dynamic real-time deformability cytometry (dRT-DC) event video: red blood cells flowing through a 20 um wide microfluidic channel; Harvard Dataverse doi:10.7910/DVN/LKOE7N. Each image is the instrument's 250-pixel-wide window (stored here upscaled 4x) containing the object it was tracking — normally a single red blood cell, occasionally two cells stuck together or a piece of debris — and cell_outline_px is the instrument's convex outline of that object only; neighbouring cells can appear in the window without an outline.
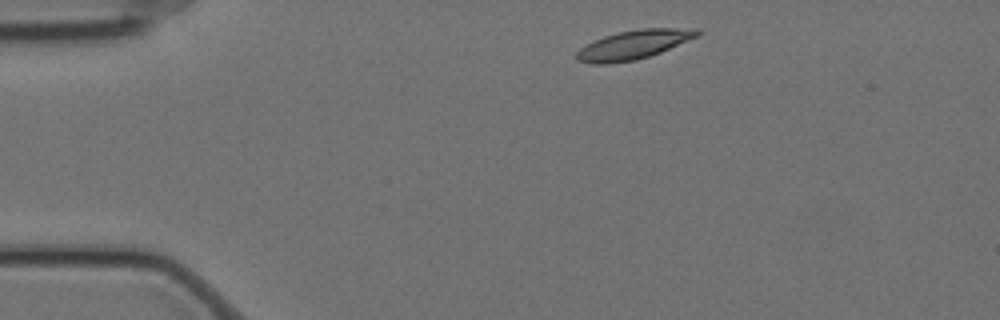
{"species": "Egyptian fruit bat (a non-hibernating species)", "species_latin": "Rousettus aegyptiacus", "temperature_condition": "cold", "stored_images_in_passage": 2, "camera_frame_rate_fps": 3000, "um_per_image_px": 0.085, "animal": {"sex": "female"}, "frame": {"image": 1, "passage_image": 1, "time_ms": 0.0, "image_size_px": [1000, 320], "cell_outline_px": [[704, 32], [700, 36], [660, 52], [636, 60], [608, 64], [592, 64], [576, 60], [576, 52], [580, 48], [604, 36], [620, 32], [640, 28], [700, 28]], "centroid_in_image_um": [53.92, 3.79], "position_along_channel_um": 31.1, "area_um2": 20.52}}